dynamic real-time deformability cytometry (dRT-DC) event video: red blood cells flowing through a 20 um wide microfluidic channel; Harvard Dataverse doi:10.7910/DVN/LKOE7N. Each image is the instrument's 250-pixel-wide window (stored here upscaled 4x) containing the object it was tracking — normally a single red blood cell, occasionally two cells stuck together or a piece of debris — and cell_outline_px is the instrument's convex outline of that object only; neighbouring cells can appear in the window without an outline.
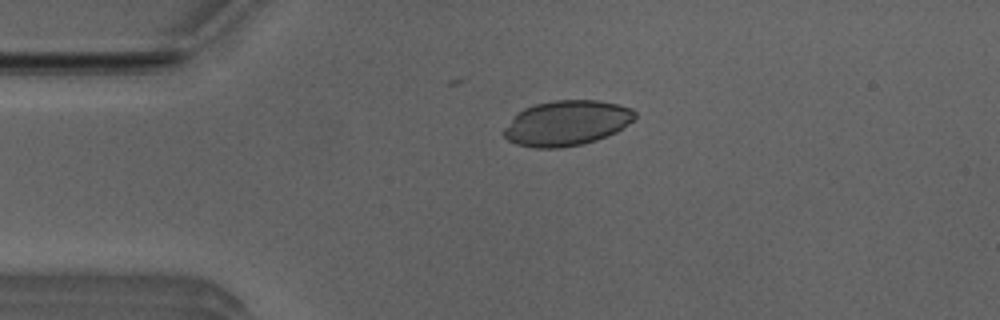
{"species": "Egyptian fruit bat (a non-hibernating species)", "species_latin": "Rousettus aegyptiacus", "temperature_condition": "room temperature", "stored_images_in_passage": 16, "camera_frame_rate_fps": 3000, "um_per_image_px": 0.085, "animal": {"sex": "male"}, "frame": {"image": 1, "passage_image": 11, "time_ms": 3.333, "image_size_px": [1000, 320], "cell_outline_px": [[636, 116], [632, 120], [616, 132], [596, 140], [584, 144], [560, 148], [532, 148], [516, 144], [508, 140], [504, 136], [504, 128], [524, 108], [536, 104], [556, 100], [596, 100], [616, 104], [632, 108], [636, 112]], "centroid_in_image_um": [48.18, 10.47], "position_along_channel_um": 36.8, "area_um2": 34.22}}